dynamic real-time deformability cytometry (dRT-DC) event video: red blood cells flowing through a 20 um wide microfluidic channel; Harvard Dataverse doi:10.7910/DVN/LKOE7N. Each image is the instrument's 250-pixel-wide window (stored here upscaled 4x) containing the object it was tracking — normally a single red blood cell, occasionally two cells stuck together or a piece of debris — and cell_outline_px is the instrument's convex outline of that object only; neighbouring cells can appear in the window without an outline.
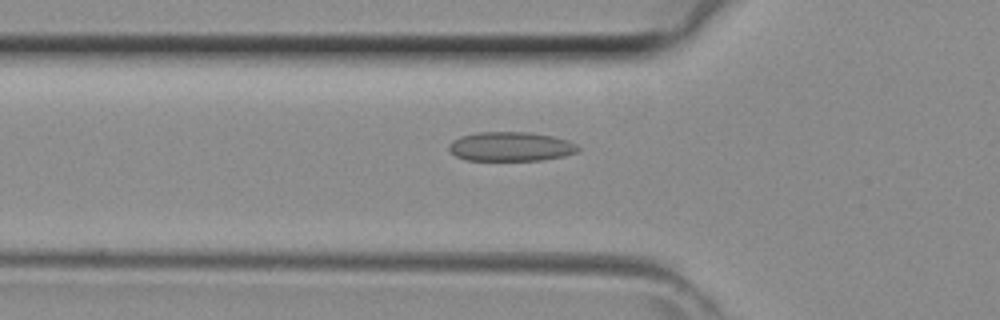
{"species": "common noctule bat (a hibernating species)", "species_latin": "Nyctalus noctula", "temperature_condition": "room temperature", "stored_images_in_passage": 33, "camera_frame_rate_fps": 3000, "um_per_image_px": 0.085, "animal": {"sex": "female", "body_mass_g": 29.2, "forearm_length_mm": 56.3}, "frame": {"image": 1, "passage_image": 5, "time_ms": 1.333, "image_size_px": [1000, 320], "cell_outline_px": [[580, 148], [576, 152], [564, 156], [540, 160], [468, 160], [456, 156], [448, 148], [448, 144], [452, 140], [460, 136], [476, 132], [528, 132], [552, 136], [568, 140], [576, 144]], "centroid_in_image_um": [43.39, 12.45], "position_along_channel_um": 82.4, "area_um2": 22.02}}
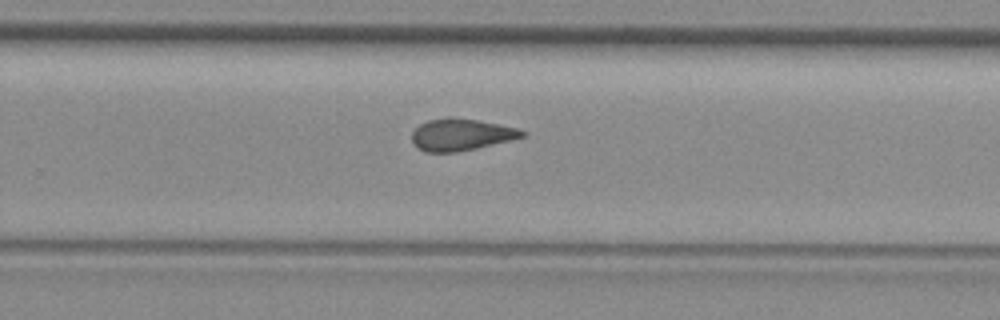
{"frame": {"image": 2, "passage_image": 18, "time_ms": 5.667, "image_size_px": [1000, 320], "cell_outline_px": [[528, 132], [524, 136], [512, 140], [476, 148], [456, 152], [424, 152], [412, 140], [412, 132], [420, 124], [428, 120], [476, 120], [516, 128]], "centroid_in_image_um": [39.22, 11.49], "position_along_channel_um": 290.6, "area_um2": 19.59}}
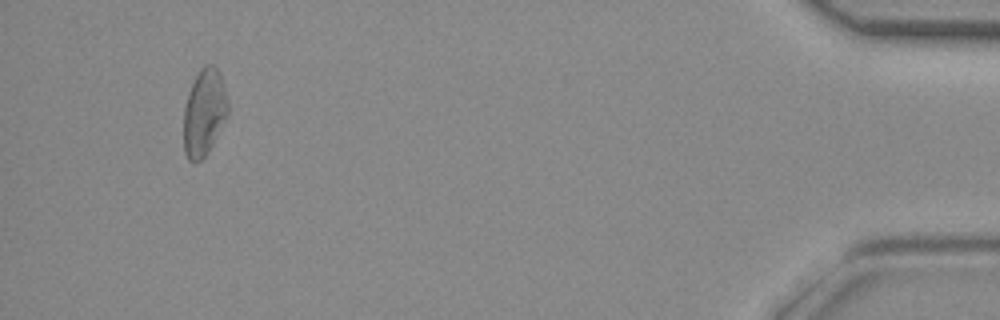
{"frame": {"image": 3, "passage_image": 31, "time_ms": 10.0, "image_size_px": [1000, 320], "cell_outline_px": [[228, 116], [208, 152], [196, 164], [192, 164], [188, 160], [184, 152], [184, 108], [188, 92], [200, 68], [204, 64], [212, 64], [216, 68], [220, 76], [224, 88], [228, 104]], "centroid_in_image_um": [17.34, 9.6], "position_along_channel_um": 417.9, "area_um2": 22.43}}